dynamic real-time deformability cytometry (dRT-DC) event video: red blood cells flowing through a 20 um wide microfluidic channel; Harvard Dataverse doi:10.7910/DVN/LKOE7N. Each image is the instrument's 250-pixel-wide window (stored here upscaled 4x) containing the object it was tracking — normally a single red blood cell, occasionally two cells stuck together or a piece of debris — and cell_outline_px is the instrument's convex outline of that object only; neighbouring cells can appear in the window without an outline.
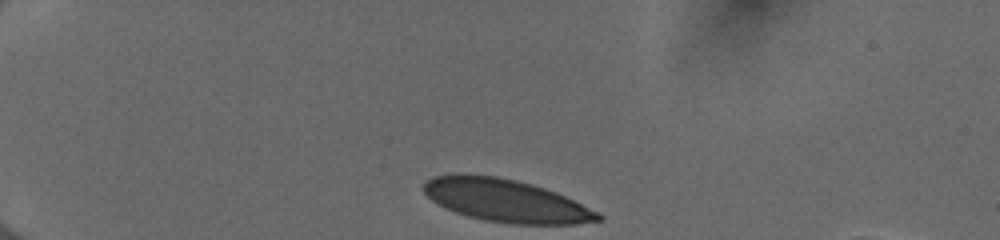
{"species": "human", "species_latin": "Homo sapiens", "temperature_condition": "cold", "stored_images_in_passage": 36, "camera_frame_rate_fps": 3000, "um_per_image_px": 0.085, "donor": {"sex": "female"}, "frame": {"image": 1, "passage_image": 1, "time_ms": 0.0, "image_size_px": [1000, 240], "cell_outline_px": [[604, 220], [576, 224], [512, 224], [484, 220], [468, 216], [444, 208], [432, 200], [424, 192], [424, 184], [432, 176], [456, 172], [464, 172], [496, 176], [516, 180], [532, 184], [556, 192], [600, 212], [604, 216]], "centroid_in_image_um": [43.0, 17.03], "position_along_channel_um": 42.0, "area_um2": 43.87}}
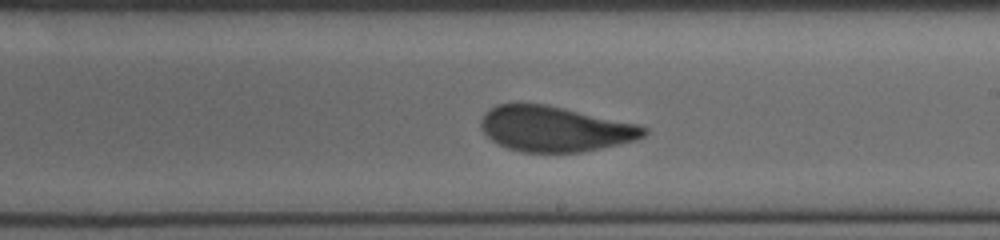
{"frame": {"image": 2, "passage_image": 21, "time_ms": 6.667, "image_size_px": [1000, 240], "cell_outline_px": [[648, 132], [644, 136], [636, 140], [620, 144], [580, 152], [520, 152], [508, 148], [492, 140], [480, 128], [480, 120], [484, 112], [496, 104], [544, 104], [636, 124], [648, 128]], "centroid_in_image_um": [47.13, 10.96], "position_along_channel_um": 241.9, "area_um2": 42.71}}
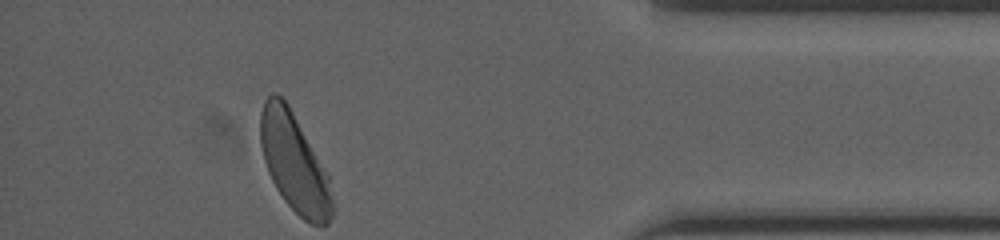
{"frame": {"image": 3, "passage_image": 36, "time_ms": 11.667, "image_size_px": [1000, 240], "cell_outline_px": [[336, 208], [328, 224], [312, 224], [304, 220], [284, 200], [276, 188], [268, 172], [264, 160], [260, 144], [260, 112], [264, 100], [272, 92], [276, 92], [288, 104], [328, 176]], "centroid_in_image_um": [25.01, 13.85], "position_along_channel_um": 410.2, "area_um2": 41.04}, "authors_computed_cell_mechanics": {"area_um2": 44.1881, "velocity_mm_per_s": 3.9672, "shape_relaxation_time_tau1_ms": 5.2504, "shape_relaxation_time_tau2_ms": null, "deformation_change_tau1": 0.1672, "deformation_change_tau2": null}}